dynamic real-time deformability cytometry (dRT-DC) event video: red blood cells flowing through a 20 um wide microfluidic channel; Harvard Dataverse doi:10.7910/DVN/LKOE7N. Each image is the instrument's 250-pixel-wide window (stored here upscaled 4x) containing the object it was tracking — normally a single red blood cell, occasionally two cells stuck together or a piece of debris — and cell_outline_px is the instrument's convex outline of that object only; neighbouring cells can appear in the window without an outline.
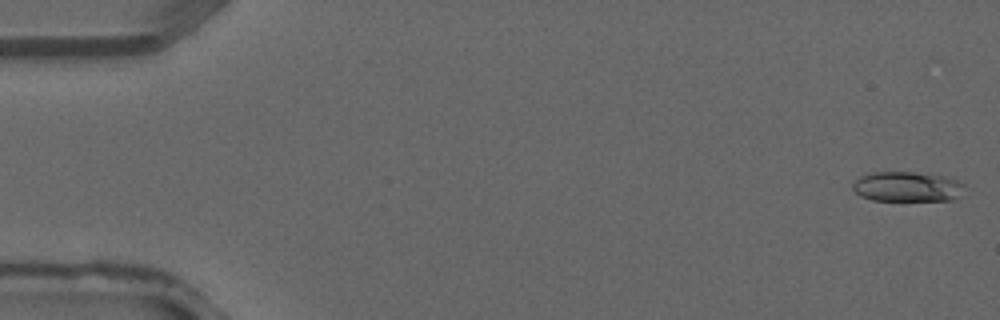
{"species": "common noctule bat (a hibernating species)", "species_latin": "Nyctalus noctula", "temperature_condition": "warm", "stored_images_in_passage": 7, "camera_frame_rate_fps": 3000, "um_per_image_px": 0.085, "animal": {"sex": "male", "forearm_length_mm": 52.5}, "frame": {"image": 1, "passage_image": 1, "time_ms": 0.0, "image_size_px": [1000, 320], "cell_outline_px": [[964, 184], [960, 196], [952, 200], [872, 200], [860, 196], [852, 188], [852, 184], [860, 176], [872, 172], [912, 172], [944, 176], [956, 180]], "centroid_in_image_um": [77.09, 15.87], "position_along_channel_um": 7.9, "area_um2": 19.42}}
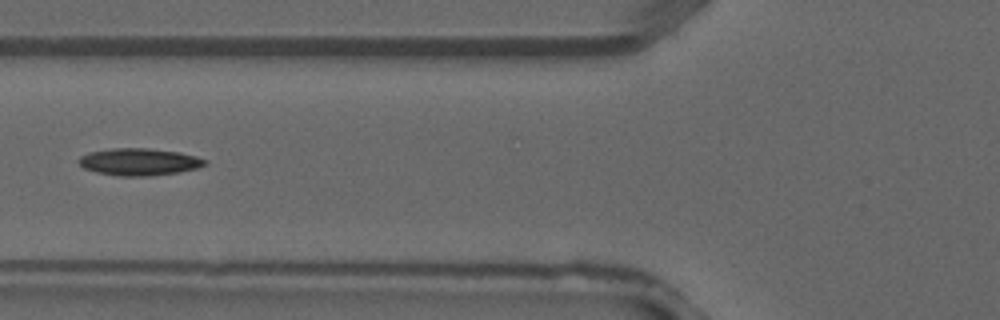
{"frame": {"image": 2, "passage_image": 5, "time_ms": 1.333, "image_size_px": [1000, 320], "cell_outline_px": [[208, 164], [196, 168], [180, 172], [148, 176], [120, 176], [96, 172], [84, 168], [76, 160], [80, 156], [88, 152], [112, 148], [148, 148], [180, 152], [196, 156], [208, 160]], "centroid_in_image_um": [11.83, 13.75], "position_along_channel_um": 114.0, "area_um2": 20.11}}